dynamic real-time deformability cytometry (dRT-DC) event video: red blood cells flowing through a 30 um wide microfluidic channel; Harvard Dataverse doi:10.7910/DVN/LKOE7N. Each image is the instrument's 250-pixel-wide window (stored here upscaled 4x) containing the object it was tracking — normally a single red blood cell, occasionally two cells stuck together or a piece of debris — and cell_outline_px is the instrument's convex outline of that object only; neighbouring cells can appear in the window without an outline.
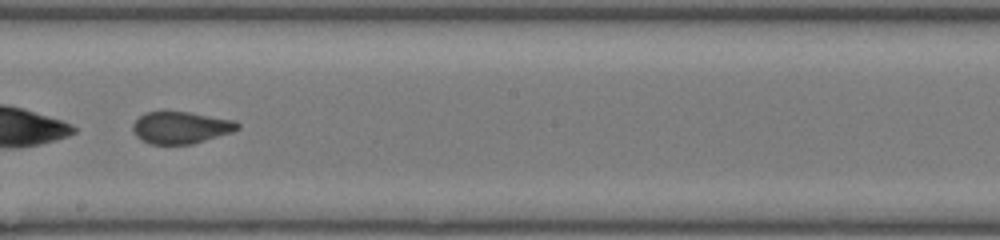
{"species": "common noctule bat (a hibernating species)", "species_latin": "Nyctalus noctula", "temperature_condition": "room temperature", "stored_images_in_passage": 28, "camera_frame_rate_fps": 3000, "um_per_image_px": 0.085, "animal": {"sex": "female", "body_mass_g": 17.0, "forearm_length_mm": 48.0}, "frame": {"image": 1, "passage_image": 13, "time_ms": 4.0, "image_size_px": [1000, 240], "cell_outline_px": [[240, 128], [232, 132], [192, 144], [148, 144], [140, 140], [136, 136], [132, 128], [132, 124], [144, 112], [188, 112], [236, 120], [240, 124]], "centroid_in_image_um": [15.37, 10.85], "position_along_channel_um": 232.8, "area_um2": 19.59}}
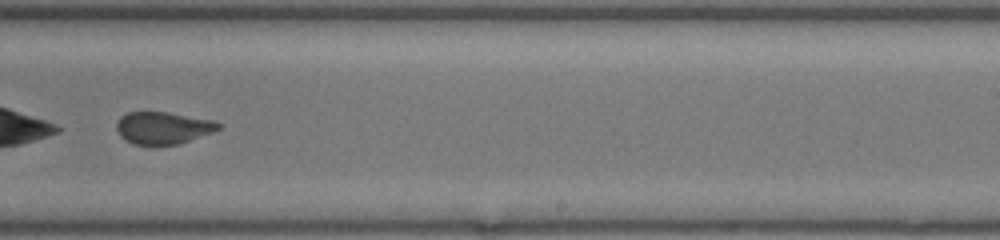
{"frame": {"image": 2, "passage_image": 16, "time_ms": 5.0, "image_size_px": [1000, 240], "cell_outline_px": [[224, 124], [220, 128], [212, 132], [180, 144], [156, 148], [152, 148], [132, 144], [124, 140], [120, 136], [116, 128], [116, 124], [120, 116], [128, 112], [168, 112], [216, 120]], "centroid_in_image_um": [13.85, 10.91], "position_along_channel_um": 275.1, "area_um2": 20.06}, "authors_computed_cell_mechanics": {"area_um2": 20.2589, "velocity_mm_per_s": 4.2555, "shape_relaxation_time_tau1_ms": null, "shape_relaxation_time_tau2_ms": 0.6432, "deformation_change_tau1": null, "deformation_change_tau2": 0.0528}}